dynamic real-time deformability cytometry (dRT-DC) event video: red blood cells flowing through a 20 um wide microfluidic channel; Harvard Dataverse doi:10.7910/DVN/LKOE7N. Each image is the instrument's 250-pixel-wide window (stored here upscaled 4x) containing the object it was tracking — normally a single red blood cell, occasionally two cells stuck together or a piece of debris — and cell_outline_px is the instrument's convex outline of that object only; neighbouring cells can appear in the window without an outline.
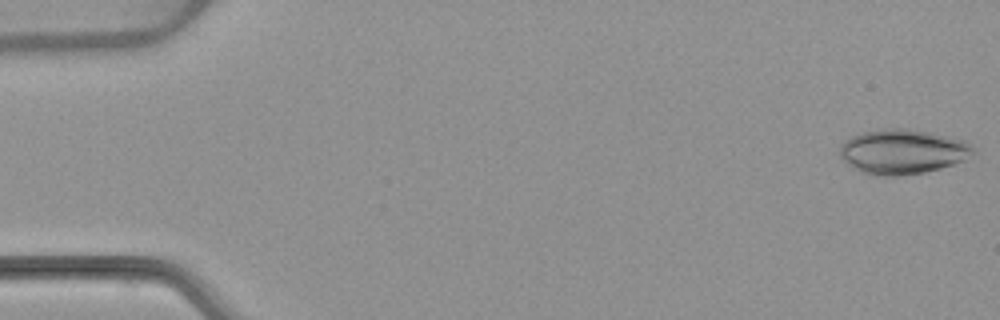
{"species": "common noctule bat (a hibernating species)", "species_latin": "Nyctalus noctula", "temperature_condition": "warm", "stored_images_in_passage": 53, "camera_frame_rate_fps": 3000, "um_per_image_px": 0.085, "animal": {"sex": "female", "body_mass_g": 22.7, "forearm_length_mm": 54.2}, "frame": {"image": 1, "passage_image": 1, "time_ms": 0.0, "image_size_px": [1000, 320], "cell_outline_px": [[976, 152], [964, 160], [956, 164], [924, 172], [896, 176], [880, 176], [864, 172], [848, 164], [840, 156], [840, 144], [844, 140], [852, 136], [864, 132], [880, 128], [908, 128], [928, 132], [964, 140], [972, 144], [976, 148]], "centroid_in_image_um": [76.75, 12.87], "position_along_channel_um": 8.2, "area_um2": 34.85}}
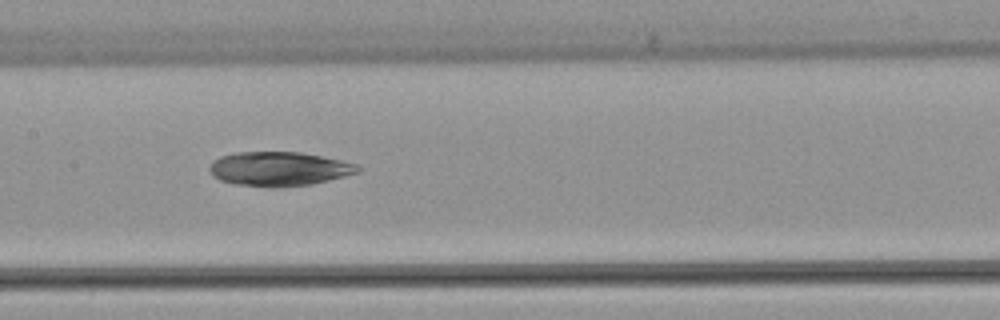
{"frame": {"image": 2, "passage_image": 26, "time_ms": 8.333, "image_size_px": [1000, 320], "cell_outline_px": [[360, 172], [312, 184], [280, 188], [272, 188], [232, 184], [220, 180], [212, 176], [208, 168], [212, 160], [220, 156], [236, 152], [300, 152], [340, 160], [356, 164], [360, 168]], "centroid_in_image_um": [23.66, 14.36], "position_along_channel_um": 183.7, "area_um2": 29.82}}
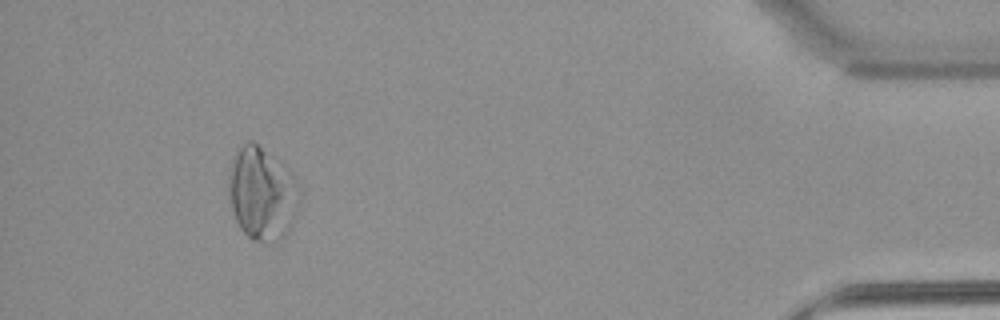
{"frame": {"image": 3, "passage_image": 49, "time_ms": 16.0, "image_size_px": [1000, 320], "cell_outline_px": [[300, 196], [296, 212], [292, 224], [288, 232], [276, 244], [268, 244], [252, 240], [240, 228], [236, 220], [232, 208], [228, 192], [228, 168], [232, 156], [240, 144], [248, 140], [252, 140], [296, 180], [300, 188]], "centroid_in_image_um": [22.23, 16.51], "position_along_channel_um": 413.0, "area_um2": 38.44}}